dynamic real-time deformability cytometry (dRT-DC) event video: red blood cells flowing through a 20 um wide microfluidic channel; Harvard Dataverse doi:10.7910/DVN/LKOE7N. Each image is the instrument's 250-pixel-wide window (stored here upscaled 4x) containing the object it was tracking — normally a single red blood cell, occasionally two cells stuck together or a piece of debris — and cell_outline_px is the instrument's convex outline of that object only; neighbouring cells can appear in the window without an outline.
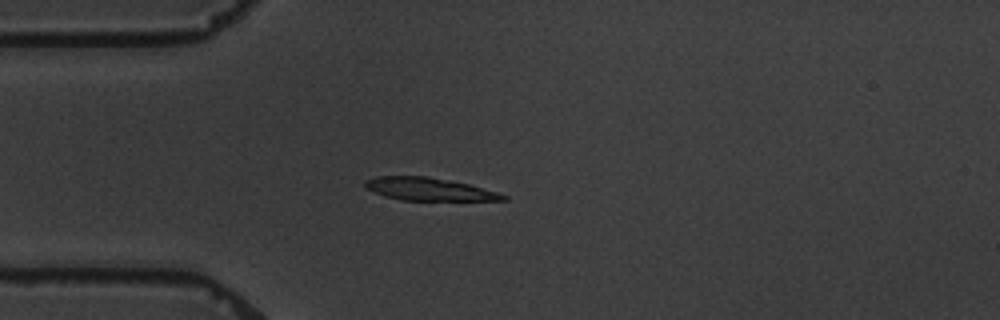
{"species": "common noctule bat (a hibernating species)", "species_latin": "Nyctalus noctula", "temperature_condition": "warm", "stored_images_in_passage": 4, "camera_frame_rate_fps": 3000, "um_per_image_px": 0.085, "animal": {"sex": "male", "body_mass_g": 19.5, "forearm_length_mm": 54.6}, "frame": {"image": 1, "passage_image": 4, "time_ms": 4.0, "image_size_px": [1000, 320], "cell_outline_px": [[508, 200], [400, 200], [384, 196], [372, 192], [364, 184], [364, 180], [376, 176], [428, 176], [468, 184], [496, 192], [508, 196]], "centroid_in_image_um": [36.41, 16.07], "position_along_channel_um": 48.6, "area_um2": 18.21}}